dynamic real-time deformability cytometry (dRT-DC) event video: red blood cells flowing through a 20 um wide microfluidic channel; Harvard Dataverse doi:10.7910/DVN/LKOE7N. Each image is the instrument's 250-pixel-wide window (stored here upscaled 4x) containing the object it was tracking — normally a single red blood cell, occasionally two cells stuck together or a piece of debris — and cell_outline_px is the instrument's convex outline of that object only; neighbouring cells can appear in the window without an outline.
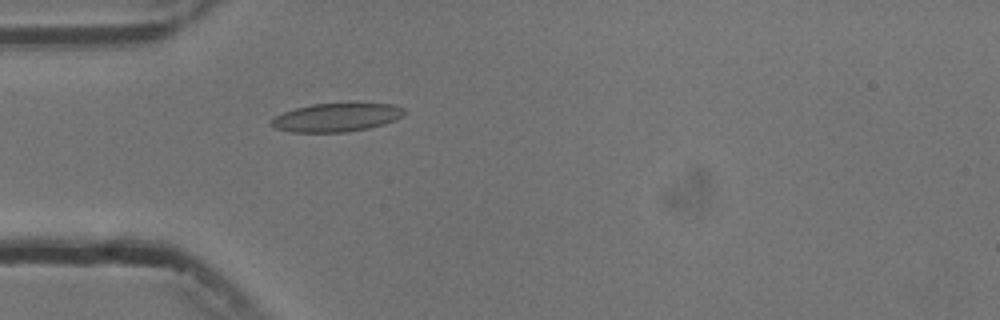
{"species": "common noctule bat (a hibernating species)", "species_latin": "Nyctalus noctula", "temperature_condition": "cold", "stored_images_in_passage": 4, "camera_frame_rate_fps": 3000, "um_per_image_px": 0.085, "animal": {"sex": "male", "body_mass_g": 13.3}, "frame": {"image": 1, "passage_image": 4, "time_ms": 4.333, "image_size_px": [1000, 320], "cell_outline_px": [[408, 112], [404, 116], [396, 120], [384, 124], [368, 128], [348, 132], [292, 132], [276, 128], [268, 124], [268, 120], [284, 112], [296, 108], [312, 104], [396, 104], [404, 108]], "centroid_in_image_um": [28.63, 9.99], "position_along_channel_um": 56.4, "area_um2": 22.14}}